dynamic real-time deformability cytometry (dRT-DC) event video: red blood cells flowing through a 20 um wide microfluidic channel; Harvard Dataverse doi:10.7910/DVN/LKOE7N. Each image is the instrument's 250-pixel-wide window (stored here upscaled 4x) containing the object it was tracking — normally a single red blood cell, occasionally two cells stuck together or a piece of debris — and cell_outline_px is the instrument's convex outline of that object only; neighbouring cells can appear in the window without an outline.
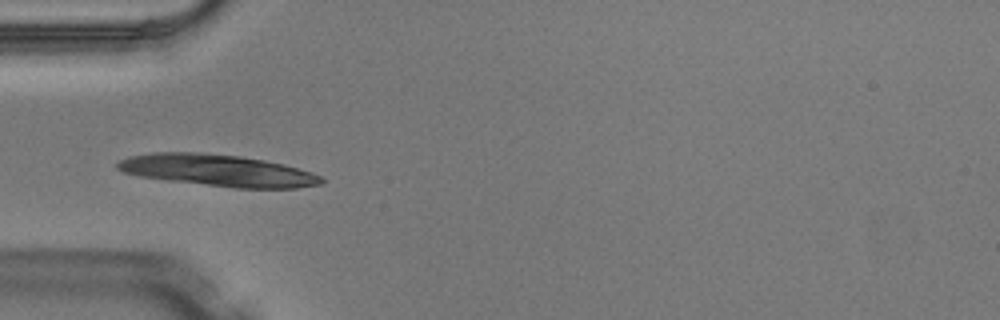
{"species": "Egyptian fruit bat (a non-hibernating species)", "species_latin": "Rousettus aegyptiacus", "temperature_condition": "warm", "stored_images_in_passage": 3, "camera_frame_rate_fps": 3000, "um_per_image_px": 0.085, "animal": {"sex": "male"}, "frame": {"image": 1, "passage_image": 3, "time_ms": 0.667, "image_size_px": [1000, 320], "cell_outline_px": [[324, 180], [320, 184], [296, 188], [232, 188], [168, 180], [140, 176], [124, 172], [116, 168], [116, 164], [120, 160], [128, 156], [152, 152], [200, 152], [240, 156], [264, 160], [284, 164], [312, 172], [320, 176]], "centroid_in_image_um": [18.5, 14.48], "position_along_channel_um": 66.5, "area_um2": 37.74}}